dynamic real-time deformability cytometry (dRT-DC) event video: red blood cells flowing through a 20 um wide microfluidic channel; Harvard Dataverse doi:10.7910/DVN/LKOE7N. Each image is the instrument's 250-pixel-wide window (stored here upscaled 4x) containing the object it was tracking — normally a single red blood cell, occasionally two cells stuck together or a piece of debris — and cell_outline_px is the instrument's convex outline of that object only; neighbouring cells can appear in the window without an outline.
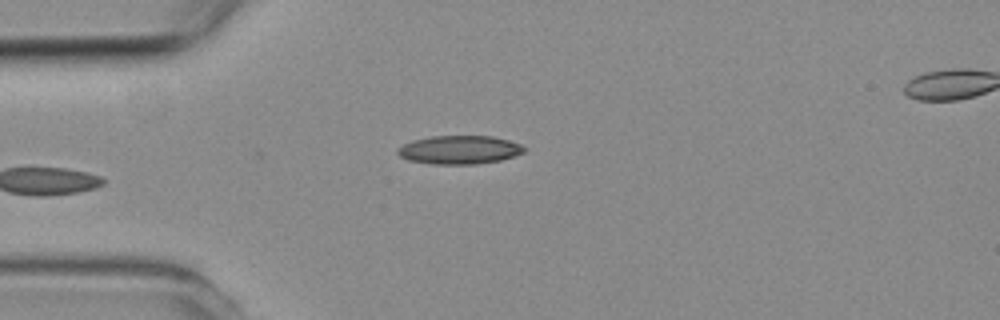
{"species": "common noctule bat (a hibernating species)", "species_latin": "Nyctalus noctula", "temperature_condition": "room temperature", "stored_images_in_passage": 5, "camera_frame_rate_fps": 3000, "um_per_image_px": 0.085, "animal": {"sex": "female", "body_mass_g": 19.3, "forearm_length_mm": 54.1}, "frame": {"image": 1, "passage_image": 5, "time_ms": 4.667, "image_size_px": [1000, 320], "cell_outline_px": [[528, 148], [524, 152], [500, 160], [476, 164], [432, 164], [408, 160], [400, 156], [396, 152], [396, 148], [412, 140], [432, 136], [492, 136], [508, 140], [520, 144]], "centroid_in_image_um": [39.03, 12.73], "position_along_channel_um": 46.0, "area_um2": 21.04}}